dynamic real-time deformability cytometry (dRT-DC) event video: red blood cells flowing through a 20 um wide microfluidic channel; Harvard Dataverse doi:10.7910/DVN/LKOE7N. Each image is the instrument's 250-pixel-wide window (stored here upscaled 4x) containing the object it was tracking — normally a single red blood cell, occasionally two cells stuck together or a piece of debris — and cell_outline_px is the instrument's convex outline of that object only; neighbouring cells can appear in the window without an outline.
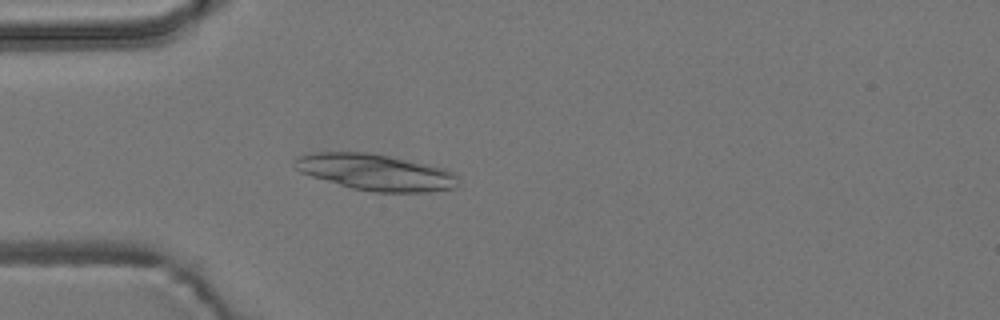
{"species": "common noctule bat (a hibernating species)", "species_latin": "Nyctalus noctula", "temperature_condition": "room temperature", "stored_images_in_passage": 5, "camera_frame_rate_fps": 3000, "um_per_image_px": 0.085, "animal": {"sex": "male", "body_mass_g": 19.2, "forearm_length_mm": 51.8}, "frame": {"image": 1, "passage_image": 5, "time_ms": 4.667, "image_size_px": [1000, 320], "cell_outline_px": [[460, 184], [456, 188], [428, 192], [372, 192], [352, 188], [312, 176], [300, 172], [292, 164], [292, 160], [296, 156], [312, 152], [368, 152], [388, 156], [444, 168], [456, 172]], "centroid_in_image_um": [31.93, 14.64], "position_along_channel_um": 53.1, "area_um2": 34.8}}